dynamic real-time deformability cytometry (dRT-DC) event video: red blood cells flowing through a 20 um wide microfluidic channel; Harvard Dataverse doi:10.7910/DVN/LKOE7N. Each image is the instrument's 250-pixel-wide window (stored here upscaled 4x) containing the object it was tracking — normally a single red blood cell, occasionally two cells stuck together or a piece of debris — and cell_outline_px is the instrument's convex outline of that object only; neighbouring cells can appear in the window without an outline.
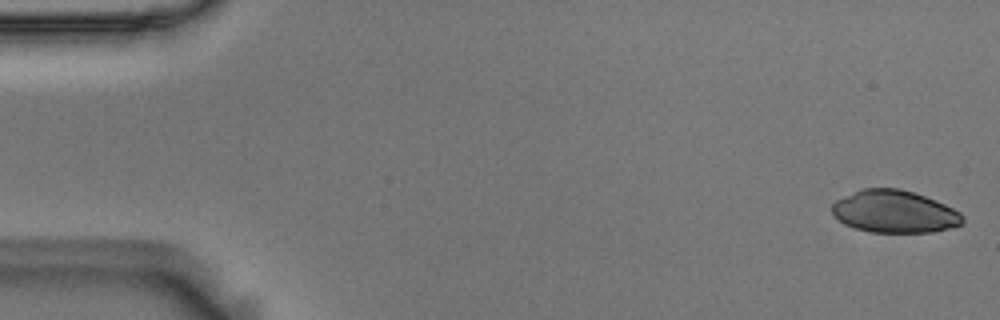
{"species": "Egyptian fruit bat (a non-hibernating species)", "species_latin": "Rousettus aegyptiacus", "temperature_condition": "room temperature", "stored_images_in_passage": 5, "camera_frame_rate_fps": 3000, "um_per_image_px": 0.085, "animal": {"sex": "male"}, "frame": {"image": 1, "passage_image": 1, "time_ms": 0.0, "image_size_px": [1000, 320], "cell_outline_px": [[964, 224], [932, 232], [868, 232], [844, 224], [832, 212], [832, 204], [836, 200], [860, 188], [900, 188], [916, 192], [936, 200], [960, 212], [964, 216]], "centroid_in_image_um": [76.04, 17.97], "position_along_channel_um": 9.0, "area_um2": 32.43}}